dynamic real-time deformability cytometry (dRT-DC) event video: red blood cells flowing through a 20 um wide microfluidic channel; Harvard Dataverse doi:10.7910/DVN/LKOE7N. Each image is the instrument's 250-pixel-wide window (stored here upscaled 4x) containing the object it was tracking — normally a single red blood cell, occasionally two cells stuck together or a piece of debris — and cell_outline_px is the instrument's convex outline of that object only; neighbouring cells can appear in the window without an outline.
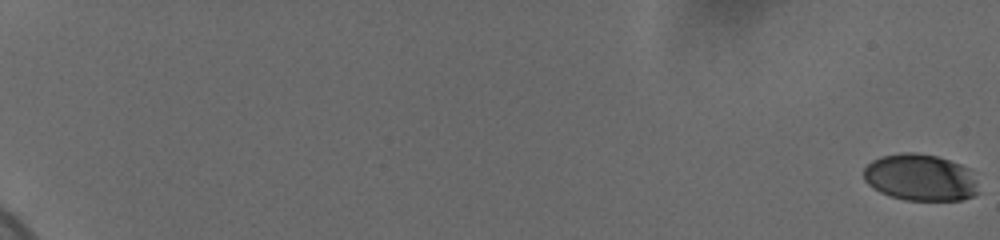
{"species": "human", "species_latin": "Homo sapiens", "temperature_condition": "cold", "stored_images_in_passage": 61, "camera_frame_rate_fps": 3000, "um_per_image_px": 0.085, "donor": {"sex": "female"}, "frame": {"image": 1, "passage_image": 1, "time_ms": 0.0, "image_size_px": [1000, 240], "cell_outline_px": [[980, 192], [976, 196], [960, 200], [904, 200], [880, 192], [872, 188], [864, 180], [864, 168], [872, 160], [880, 156], [904, 152], [916, 152], [936, 156], [960, 164], [968, 168]], "centroid_in_image_um": [78.21, 15.09], "position_along_channel_um": 6.8, "area_um2": 31.33}}
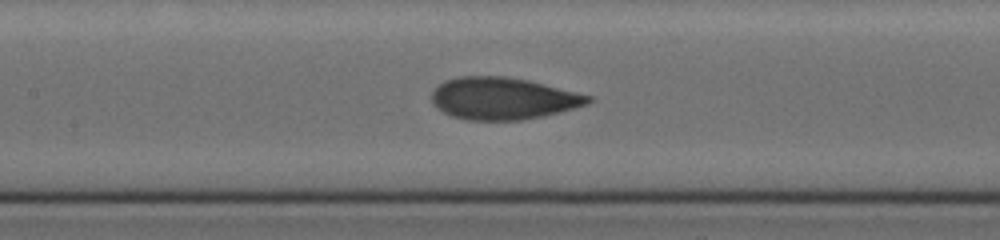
{"frame": {"image": 2, "passage_image": 34, "time_ms": 11.0, "image_size_px": [1000, 240], "cell_outline_px": [[592, 100], [588, 104], [560, 112], [544, 116], [520, 120], [464, 120], [452, 116], [436, 108], [432, 104], [432, 92], [444, 80], [460, 76], [504, 76], [528, 80], [592, 96]], "centroid_in_image_um": [42.73, 8.37], "position_along_channel_um": 164.7, "area_um2": 38.38}}
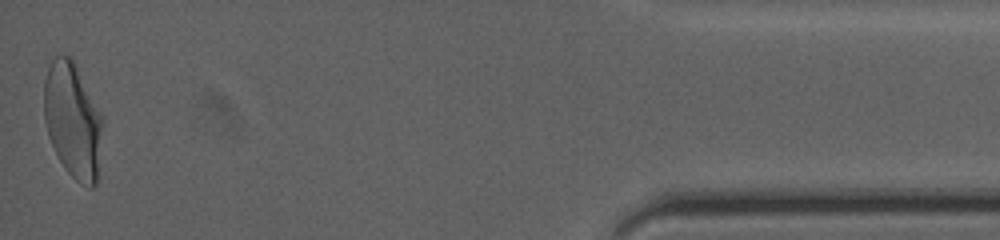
{"frame": {"image": 3, "passage_image": 61, "time_ms": 20.0, "image_size_px": [1000, 240], "cell_outline_px": [[104, 116], [96, 184], [92, 188], [88, 188], [80, 184], [64, 168], [48, 136], [44, 120], [44, 80], [48, 68], [52, 60], [56, 56], [72, 56]], "centroid_in_image_um": [6.2, 10.21], "position_along_channel_um": 429.0, "area_um2": 39.82}, "authors_computed_cell_mechanics": {"area_um2": 37.3388, "velocity_mm_per_s": 3.6624, "shape_relaxation_time_tau1_ms": 5.3914, "shape_relaxation_time_tau2_ms": 0.9553, "deformation_change_tau1": 0.1831, "deformation_change_tau2": 0.0711}}